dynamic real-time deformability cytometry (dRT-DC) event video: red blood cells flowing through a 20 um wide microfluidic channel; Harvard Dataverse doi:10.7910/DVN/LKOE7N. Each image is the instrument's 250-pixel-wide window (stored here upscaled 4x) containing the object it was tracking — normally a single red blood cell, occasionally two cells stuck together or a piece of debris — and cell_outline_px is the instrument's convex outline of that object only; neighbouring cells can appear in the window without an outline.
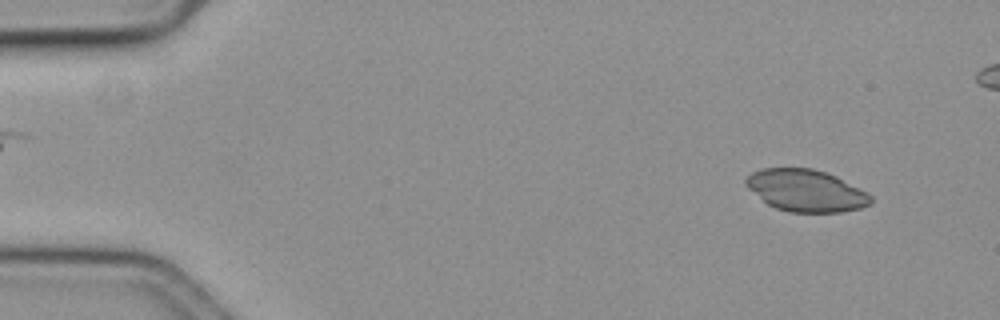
{"species": "common noctule bat (a hibernating species)", "species_latin": "Nyctalus noctula", "temperature_condition": "cold", "stored_images_in_passage": 21, "camera_frame_rate_fps": 3000, "um_per_image_px": 0.085, "animal": {"sex": "female", "body_mass_g": 19.3, "forearm_length_mm": 54.1}, "frame": {"image": 1, "passage_image": 6, "time_ms": 1.667, "image_size_px": [1000, 320], "cell_outline_px": [[872, 204], [860, 208], [840, 212], [788, 212], [776, 208], [768, 204], [748, 188], [744, 184], [744, 180], [752, 172], [764, 168], [812, 168], [836, 176], [868, 192], [872, 196]], "centroid_in_image_um": [68.52, 16.2], "position_along_channel_um": 16.5, "area_um2": 30.52}}